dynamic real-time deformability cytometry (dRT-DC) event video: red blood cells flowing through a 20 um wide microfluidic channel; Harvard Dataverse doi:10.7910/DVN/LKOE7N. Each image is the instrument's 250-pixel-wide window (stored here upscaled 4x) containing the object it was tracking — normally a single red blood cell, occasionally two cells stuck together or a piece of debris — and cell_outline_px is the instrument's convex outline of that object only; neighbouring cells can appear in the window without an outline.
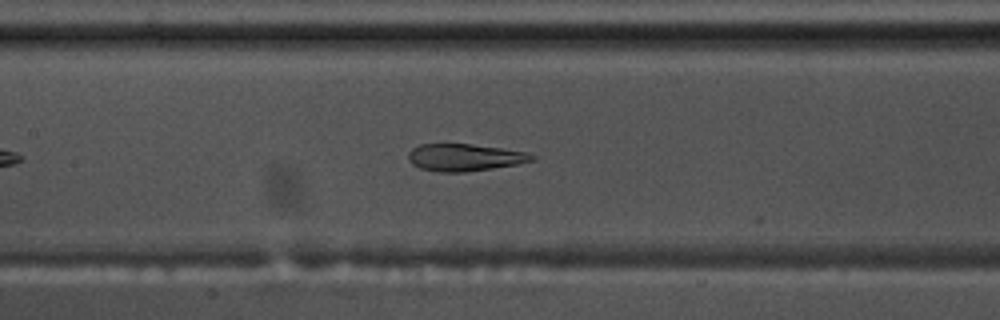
{"species": "common noctule bat (a hibernating species)", "species_latin": "Nyctalus noctula", "temperature_condition": "warm", "stored_images_in_passage": 31, "camera_frame_rate_fps": 3000, "um_per_image_px": 0.085, "animal": {"sex": "male", "body_mass_g": 17.5, "forearm_length_mm": 52.3}, "frame": {"image": 1, "passage_image": 16, "time_ms": 5.0, "image_size_px": [1000, 320], "cell_outline_px": [[536, 160], [516, 164], [492, 168], [464, 172], [440, 172], [420, 168], [412, 164], [408, 160], [408, 152], [412, 148], [420, 144], [472, 144], [528, 152], [536, 156]], "centroid_in_image_um": [39.49, 13.38], "position_along_channel_um": 167.9, "area_um2": 19.59}}
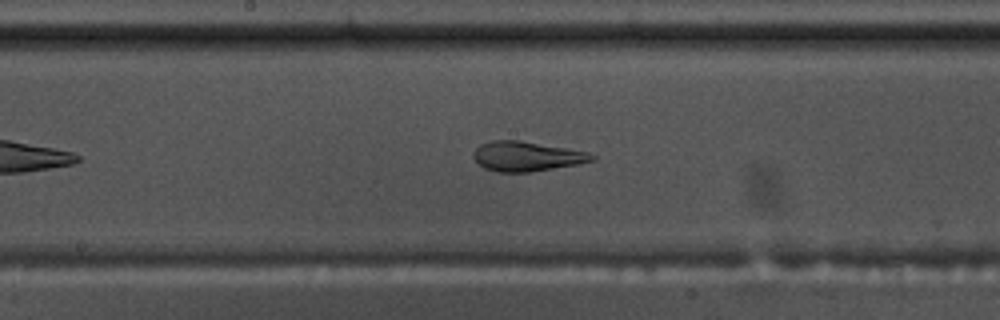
{"frame": {"image": 2, "passage_image": 19, "time_ms": 6.0, "image_size_px": [1000, 320], "cell_outline_px": [[596, 160], [580, 164], [532, 172], [496, 172], [484, 168], [472, 156], [472, 152], [480, 144], [492, 140], [520, 140], [568, 148], [588, 152], [596, 156]], "centroid_in_image_um": [44.79, 13.29], "position_along_channel_um": 203.4, "area_um2": 20.81}}
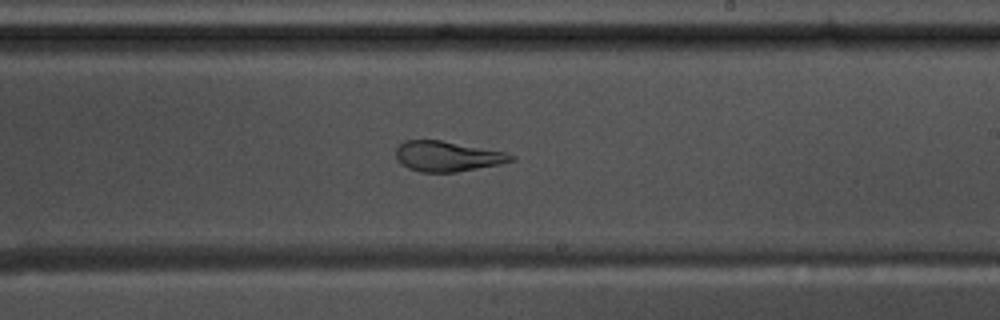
{"frame": {"image": 3, "passage_image": 23, "time_ms": 7.333, "image_size_px": [1000, 320], "cell_outline_px": [[516, 160], [500, 164], [456, 172], [420, 172], [408, 168], [400, 164], [396, 160], [396, 148], [404, 140], [440, 140], [508, 152], [516, 156]], "centroid_in_image_um": [38.04, 13.28], "position_along_channel_um": 251.0, "area_um2": 20.52}}